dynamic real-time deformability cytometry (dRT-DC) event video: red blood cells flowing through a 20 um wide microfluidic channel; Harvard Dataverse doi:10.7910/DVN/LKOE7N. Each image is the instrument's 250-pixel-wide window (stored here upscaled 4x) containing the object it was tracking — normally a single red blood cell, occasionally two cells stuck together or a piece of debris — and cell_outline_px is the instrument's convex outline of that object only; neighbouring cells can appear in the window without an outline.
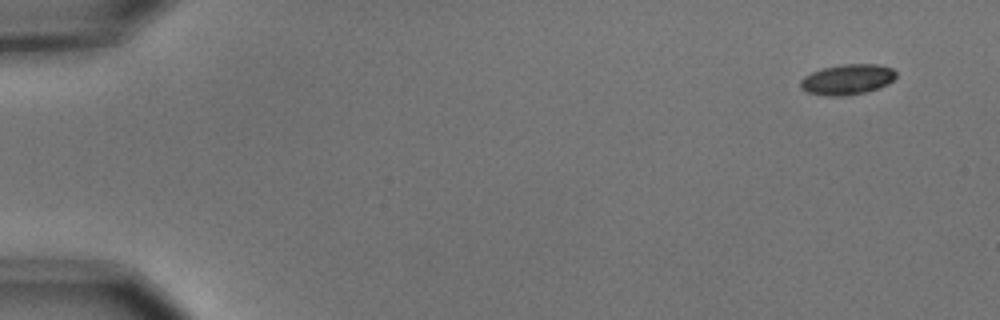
{"species": "common noctule bat (a hibernating species)", "species_latin": "Nyctalus noctula", "temperature_condition": "cold", "stored_images_in_passage": 5, "camera_frame_rate_fps": 3000, "um_per_image_px": 0.085, "animal": {"sex": "male", "body_mass_g": 15.6}, "frame": {"image": 1, "passage_image": 1, "time_ms": 0.0, "image_size_px": [1000, 320], "cell_outline_px": [[896, 76], [888, 84], [880, 88], [848, 96], [824, 96], [808, 92], [800, 88], [800, 80], [804, 76], [812, 72], [824, 68], [844, 64], [876, 64], [892, 68], [896, 72]], "centroid_in_image_um": [72.02, 6.76], "position_along_channel_um": 13.0, "area_um2": 16.99}}